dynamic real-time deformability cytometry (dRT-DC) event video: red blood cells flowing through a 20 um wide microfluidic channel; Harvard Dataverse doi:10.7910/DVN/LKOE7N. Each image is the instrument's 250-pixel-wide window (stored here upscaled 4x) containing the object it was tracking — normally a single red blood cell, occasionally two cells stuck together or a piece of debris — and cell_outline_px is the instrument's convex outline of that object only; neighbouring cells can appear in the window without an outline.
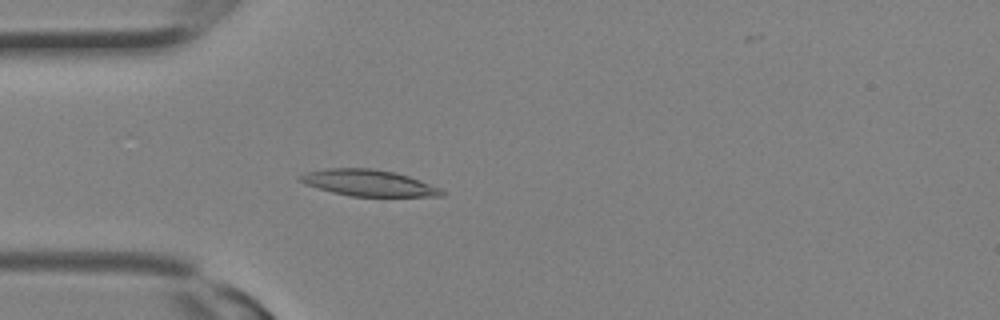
{"species": "Egyptian fruit bat (a non-hibernating species)", "species_latin": "Rousettus aegyptiacus", "temperature_condition": "room temperature", "stored_images_in_passage": 22, "camera_frame_rate_fps": 3000, "um_per_image_px": 0.085, "animal": {"sex": "female"}, "frame": {"image": 1, "passage_image": 9, "time_ms": 2.667, "image_size_px": [1000, 320], "cell_outline_px": [[444, 196], [352, 196], [332, 192], [304, 184], [296, 176], [308, 172], [328, 168], [372, 168], [396, 172], [408, 176], [440, 188], [444, 192]], "centroid_in_image_um": [31.3, 15.54], "position_along_channel_um": 53.7, "area_um2": 21.56}}
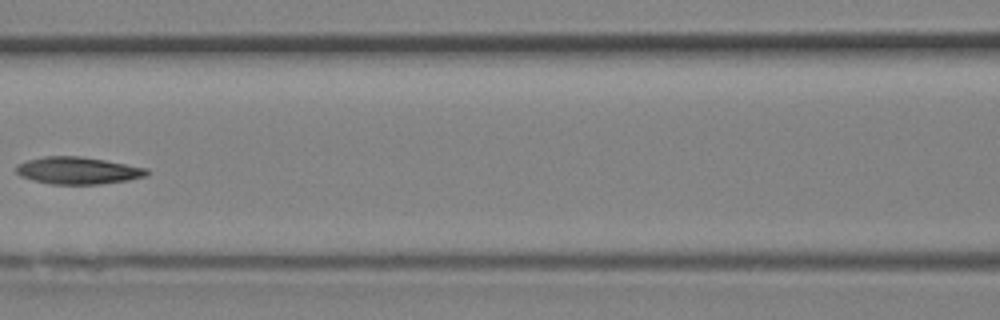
{"frame": {"image": 2, "passage_image": 14, "time_ms": 4.333, "image_size_px": [1000, 320], "cell_outline_px": [[148, 176], [128, 180], [100, 184], [52, 184], [32, 180], [20, 176], [16, 172], [16, 164], [28, 160], [44, 156], [80, 156], [104, 160], [148, 168]], "centroid_in_image_um": [6.61, 14.5], "position_along_channel_um": 160.0, "area_um2": 20.69}}
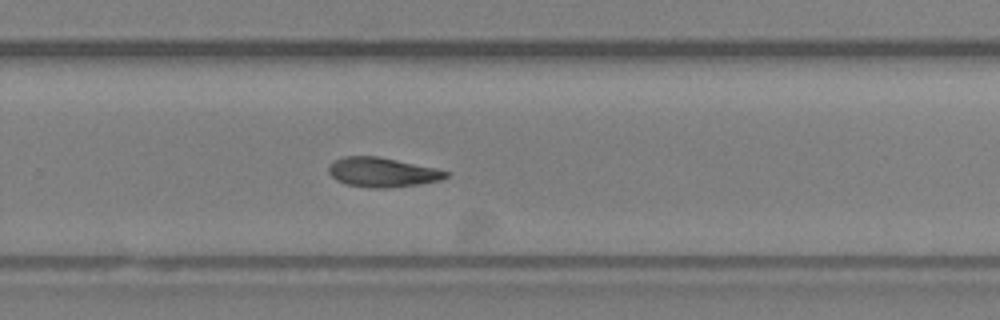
{"frame": {"image": 3, "passage_image": 20, "time_ms": 6.333, "image_size_px": [1000, 320], "cell_outline_px": [[448, 176], [440, 180], [420, 184], [388, 188], [372, 188], [344, 184], [336, 180], [328, 172], [328, 168], [336, 160], [344, 156], [376, 156], [436, 168], [448, 172]], "centroid_in_image_um": [32.48, 14.65], "position_along_channel_um": 297.3, "area_um2": 20.0}}